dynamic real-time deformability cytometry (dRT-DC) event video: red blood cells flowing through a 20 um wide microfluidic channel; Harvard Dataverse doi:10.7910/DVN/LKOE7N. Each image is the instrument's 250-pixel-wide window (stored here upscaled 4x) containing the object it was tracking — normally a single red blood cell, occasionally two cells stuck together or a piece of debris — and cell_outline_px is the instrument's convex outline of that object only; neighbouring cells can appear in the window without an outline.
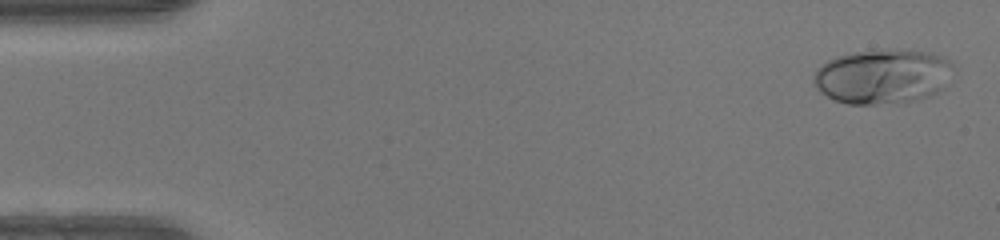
{"species": "human", "species_latin": "Homo sapiens", "temperature_condition": "warm", "stored_images_in_passage": 49, "camera_frame_rate_fps": 3000, "um_per_image_px": 0.085, "donor": {"sex": "female"}, "frame": {"image": 1, "passage_image": 2, "time_ms": 0.333, "image_size_px": [1000, 240], "cell_outline_px": [[952, 64], [944, 88], [928, 96], [916, 100], [876, 104], [848, 104], [836, 100], [820, 92], [812, 80], [812, 76], [816, 68], [820, 64], [836, 56], [856, 52], [928, 52], [940, 56], [948, 60]], "centroid_in_image_um": [74.95, 6.53], "position_along_channel_um": 10.1, "area_um2": 43.35}}
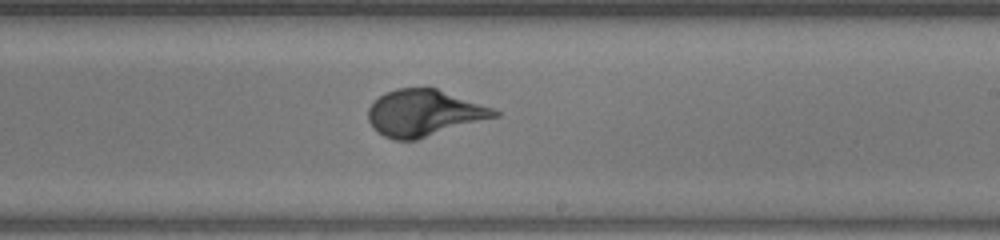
{"frame": {"image": 2, "passage_image": 29, "time_ms": 9.333, "image_size_px": [1000, 240], "cell_outline_px": [[500, 116], [416, 140], [396, 140], [384, 136], [376, 132], [372, 128], [368, 120], [368, 108], [380, 96], [396, 88], [436, 88], [492, 108], [500, 112]], "centroid_in_image_um": [36.03, 9.62], "position_along_channel_um": 253.0, "area_um2": 34.04}}
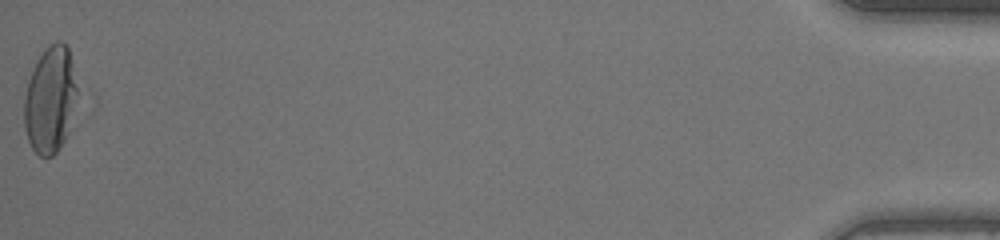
{"frame": {"image": 3, "passage_image": 49, "time_ms": 16.0, "image_size_px": [1000, 240], "cell_outline_px": [[76, 92], [68, 132], [64, 140], [56, 152], [52, 156], [40, 156], [32, 148], [28, 140], [24, 128], [24, 96], [28, 80], [36, 60], [44, 48], [48, 44], [56, 40], [60, 40], [68, 48], [76, 88]], "centroid_in_image_um": [4.21, 8.46], "position_along_channel_um": 431.0, "area_um2": 32.54}, "authors_computed_cell_mechanics": {"area_um2": 34.391, "velocity_mm_per_s": 4.2201, "shape_relaxation_time_tau1_ms": 3.6876, "shape_relaxation_time_tau2_ms": null, "deformation_change_tau1": 0.209, "deformation_change_tau2": null}}